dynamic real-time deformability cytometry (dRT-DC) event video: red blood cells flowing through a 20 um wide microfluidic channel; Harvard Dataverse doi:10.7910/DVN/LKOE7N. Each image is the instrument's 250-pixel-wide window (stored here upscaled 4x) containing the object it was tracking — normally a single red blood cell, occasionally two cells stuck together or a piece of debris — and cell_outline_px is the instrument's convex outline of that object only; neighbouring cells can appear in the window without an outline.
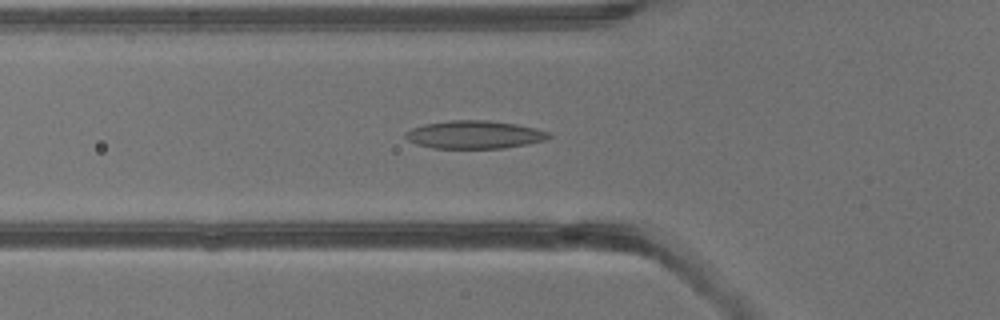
{"species": "common noctule bat (a hibernating species)", "species_latin": "Nyctalus noctula", "temperature_condition": "warm", "stored_images_in_passage": 40, "camera_frame_rate_fps": 3000, "um_per_image_px": 0.085, "animal": {"sex": "male", "body_mass_g": 13.3}, "frame": {"image": 1, "passage_image": 14, "time_ms": 4.333, "image_size_px": [1000, 320], "cell_outline_px": [[552, 136], [544, 140], [528, 144], [504, 148], [432, 148], [416, 144], [408, 140], [404, 136], [404, 132], [412, 128], [424, 124], [452, 120], [488, 120], [516, 124], [536, 128], [552, 132]], "centroid_in_image_um": [40.34, 11.44], "position_along_channel_um": 85.5, "area_um2": 23.52}}
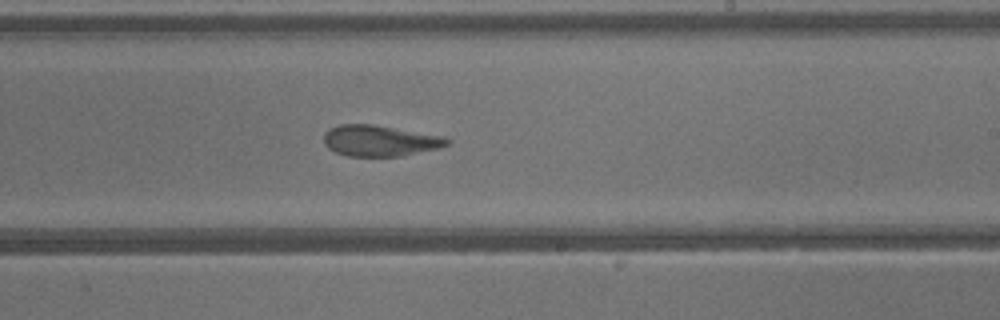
{"frame": {"image": 2, "passage_image": 24, "time_ms": 7.667, "image_size_px": [1000, 320], "cell_outline_px": [[452, 140], [448, 144], [440, 148], [400, 156], [348, 156], [336, 152], [328, 148], [324, 144], [324, 132], [328, 128], [340, 124], [372, 124], [444, 136]], "centroid_in_image_um": [32.28, 11.95], "position_along_channel_um": 256.7, "area_um2": 22.37}}
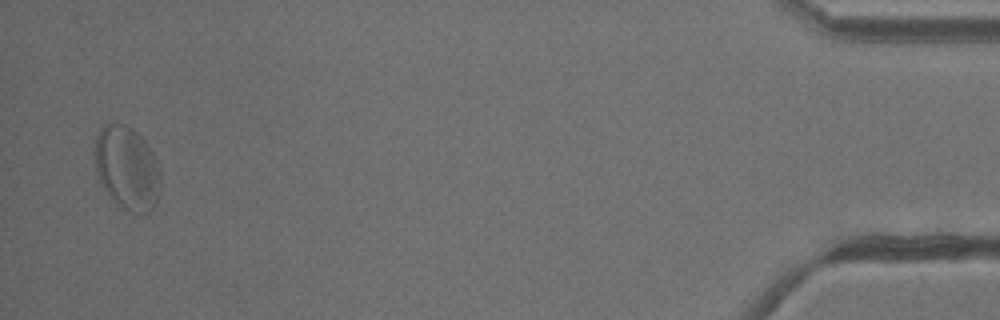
{"frame": {"image": 3, "passage_image": 39, "time_ms": 12.667, "image_size_px": [1000, 320], "cell_outline_px": [[160, 188], [156, 204], [148, 212], [132, 212], [116, 204], [108, 196], [96, 176], [96, 136], [100, 128], [104, 124], [124, 124], [132, 128], [148, 144], [152, 152], [160, 176]], "centroid_in_image_um": [10.78, 14.29], "position_along_channel_um": 424.4, "area_um2": 31.79}}